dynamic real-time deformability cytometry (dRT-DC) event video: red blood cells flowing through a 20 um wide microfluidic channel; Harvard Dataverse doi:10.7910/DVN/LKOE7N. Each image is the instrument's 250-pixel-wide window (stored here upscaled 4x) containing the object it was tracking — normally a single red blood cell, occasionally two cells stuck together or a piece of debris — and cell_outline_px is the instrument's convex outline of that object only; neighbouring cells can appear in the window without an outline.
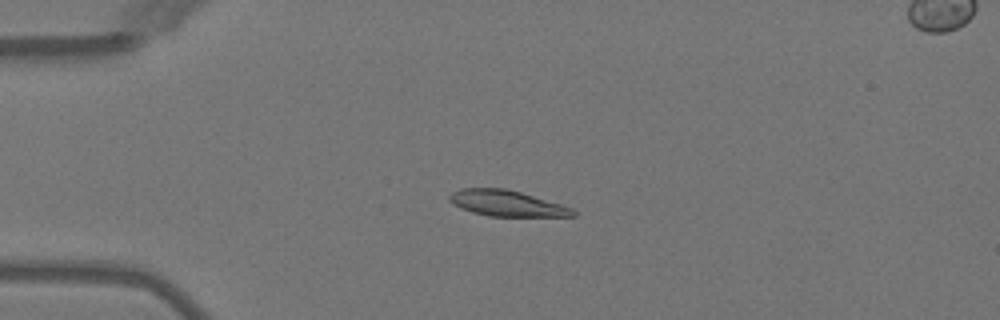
{"species": "Egyptian fruit bat (a non-hibernating species)", "species_latin": "Rousettus aegyptiacus", "temperature_condition": "warm", "stored_images_in_passage": 51, "camera_frame_rate_fps": 3000, "um_per_image_px": 0.085, "animal": {"sex": "female"}, "frame": {"image": 1, "passage_image": 13, "time_ms": 4.0, "image_size_px": [1000, 320], "cell_outline_px": [[576, 216], [488, 216], [472, 212], [460, 208], [452, 204], [448, 200], [448, 196], [452, 192], [460, 188], [504, 188], [520, 192], [560, 204], [572, 208], [576, 212]], "centroid_in_image_um": [43.02, 17.28], "position_along_channel_um": 42.0, "area_um2": 18.55}}
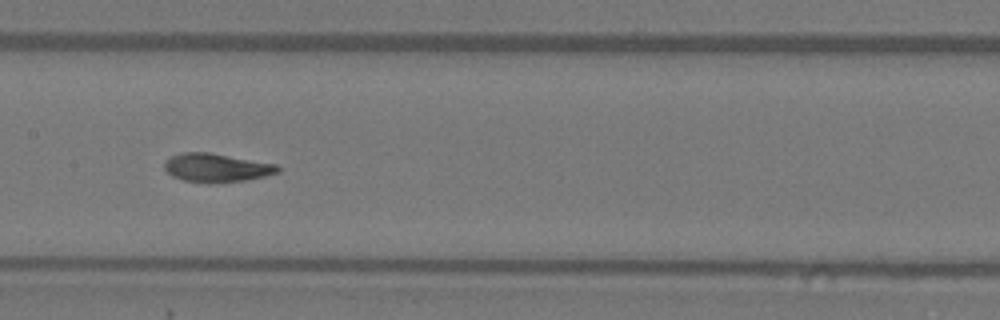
{"frame": {"image": 2, "passage_image": 26, "time_ms": 8.333, "image_size_px": [1000, 320], "cell_outline_px": [[280, 172], [248, 180], [212, 184], [208, 184], [184, 180], [172, 176], [164, 168], [164, 164], [172, 156], [180, 152], [208, 152], [276, 164], [280, 168]], "centroid_in_image_um": [18.41, 14.27], "position_along_channel_um": 189.0, "area_um2": 18.96}}
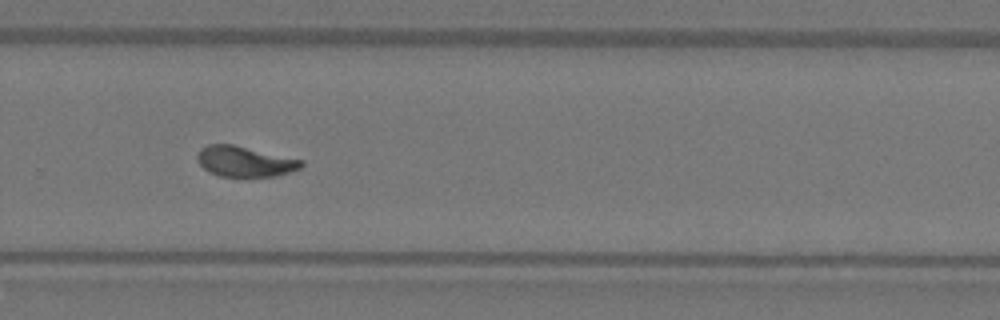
{"frame": {"image": 3, "passage_image": 35, "time_ms": 11.333, "image_size_px": [1000, 320], "cell_outline_px": [[304, 164], [300, 168], [276, 176], [220, 176], [208, 172], [200, 164], [196, 156], [200, 148], [208, 144], [232, 144], [304, 160]], "centroid_in_image_um": [20.79, 13.71], "position_along_channel_um": 309.0, "area_um2": 18.38}, "authors_computed_cell_mechanics": {"area_um2": 18.7272, "velocity_mm_per_s": 4.0263, "shape_relaxation_time_tau1_ms": 4.0676, "shape_relaxation_time_tau2_ms": 1.1787, "deformation_change_tau1": 0.1608, "deformation_change_tau2": 0.0609}}